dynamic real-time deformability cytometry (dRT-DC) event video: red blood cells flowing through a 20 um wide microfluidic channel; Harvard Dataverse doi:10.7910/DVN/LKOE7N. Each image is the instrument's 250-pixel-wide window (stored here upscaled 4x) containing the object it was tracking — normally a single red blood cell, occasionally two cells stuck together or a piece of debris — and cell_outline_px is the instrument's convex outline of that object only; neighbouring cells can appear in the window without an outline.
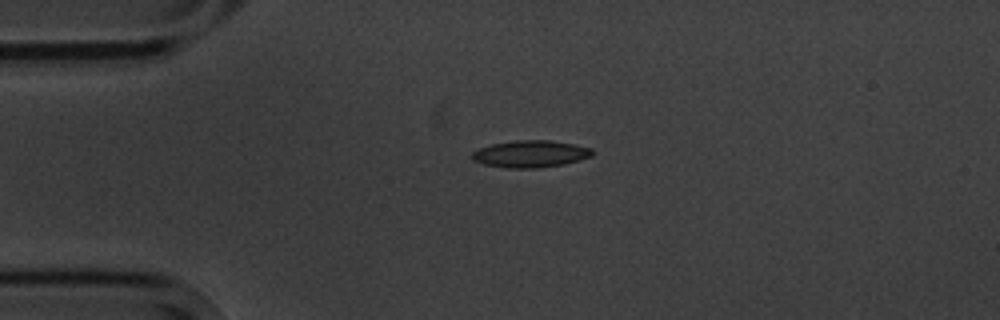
{"species": "common noctule bat (a hibernating species)", "species_latin": "Nyctalus noctula", "temperature_condition": "cold", "stored_images_in_passage": 6, "camera_frame_rate_fps": 3000, "um_per_image_px": 0.085, "animal": {"sex": "male", "body_mass_g": 20.1, "forearm_length_mm": 53.5}, "frame": {"image": 1, "passage_image": 6, "time_ms": 7.0, "image_size_px": [1000, 320], "cell_outline_px": [[596, 152], [592, 156], [580, 160], [564, 164], [536, 168], [508, 168], [484, 164], [472, 160], [472, 152], [480, 148], [492, 144], [516, 140], [548, 140], [576, 144], [592, 148]], "centroid_in_image_um": [45.14, 13.08], "position_along_channel_um": 39.9, "area_um2": 19.02}}